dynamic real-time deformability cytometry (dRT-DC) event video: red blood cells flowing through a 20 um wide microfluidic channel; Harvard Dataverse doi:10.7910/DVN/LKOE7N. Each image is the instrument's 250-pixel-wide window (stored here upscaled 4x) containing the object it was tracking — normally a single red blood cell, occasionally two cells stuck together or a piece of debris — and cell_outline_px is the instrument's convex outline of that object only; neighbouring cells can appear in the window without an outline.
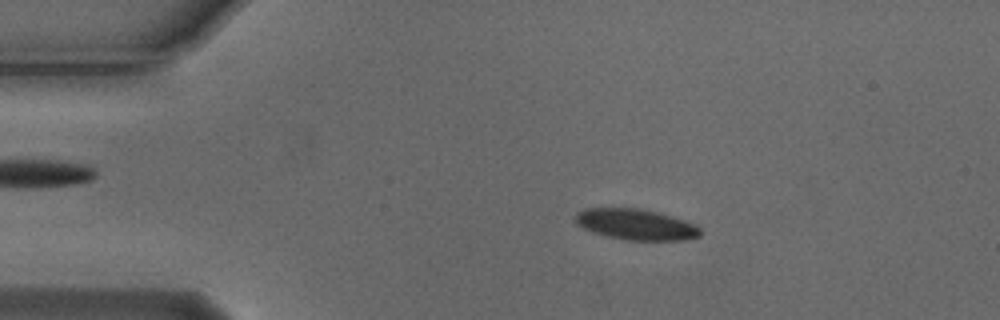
{"species": "Egyptian fruit bat (a non-hibernating species)", "species_latin": "Rousettus aegyptiacus", "temperature_condition": "cold", "stored_images_in_passage": 52, "camera_frame_rate_fps": 3000, "um_per_image_px": 0.085, "animal": {"sex": "male"}, "frame": {"image": 1, "passage_image": 8, "time_ms": 2.333, "image_size_px": [1000, 320], "cell_outline_px": [[700, 236], [684, 240], [628, 240], [608, 236], [592, 232], [576, 224], [576, 212], [584, 208], [640, 208], [672, 216], [696, 224], [700, 228]], "centroid_in_image_um": [54.05, 19.07], "position_along_channel_um": 31.0, "area_um2": 22.43}}
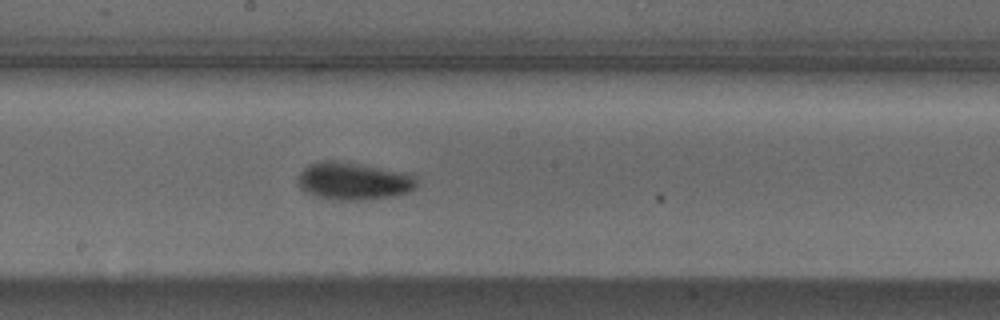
{"frame": {"image": 2, "passage_image": 27, "time_ms": 8.667, "image_size_px": [1000, 320], "cell_outline_px": [[416, 188], [408, 192], [396, 196], [356, 200], [332, 200], [316, 196], [304, 192], [300, 188], [296, 180], [296, 176], [308, 164], [324, 160], [344, 160], [412, 172], [416, 176]], "centroid_in_image_um": [30.07, 15.36], "position_along_channel_um": 218.1, "area_um2": 27.05}}
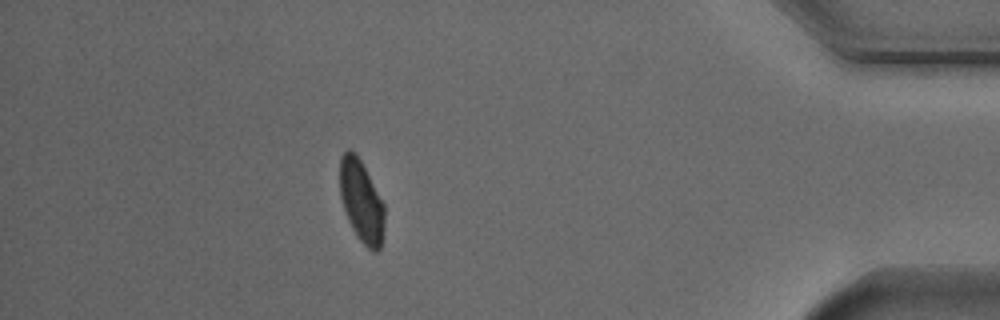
{"frame": {"image": 3, "passage_image": 46, "time_ms": 15.0, "image_size_px": [1000, 320], "cell_outline_px": [[384, 228], [380, 248], [376, 252], [372, 252], [356, 236], [348, 220], [340, 196], [340, 156], [348, 148], [360, 160], [384, 204]], "centroid_in_image_um": [30.71, 17.14], "position_along_channel_um": 404.5, "area_um2": 21.1}, "authors_computed_cell_mechanics": {"area_um2": 22.9466, "velocity_mm_per_s": 3.7316, "shape_relaxation_time_tau1_ms": 2.181, "shape_relaxation_time_tau2_ms": 4.0904, "deformation_change_tau1": 0.1077, "deformation_change_tau2": 0.0635}}